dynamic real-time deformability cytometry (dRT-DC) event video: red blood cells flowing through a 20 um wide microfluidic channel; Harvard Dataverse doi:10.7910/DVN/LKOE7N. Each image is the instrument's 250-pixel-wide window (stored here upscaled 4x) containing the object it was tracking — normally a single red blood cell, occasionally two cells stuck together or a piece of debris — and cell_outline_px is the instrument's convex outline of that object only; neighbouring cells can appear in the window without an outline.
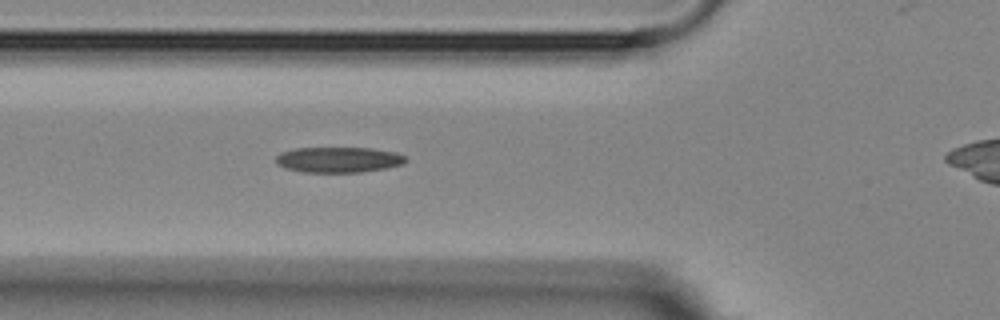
{"species": "Egyptian fruit bat (a non-hibernating species)", "species_latin": "Rousettus aegyptiacus", "temperature_condition": "room temperature", "stored_images_in_passage": 4, "camera_frame_rate_fps": 3000, "um_per_image_px": 0.085, "animal": {"sex": "female"}, "frame": {"image": 1, "passage_image": 3, "time_ms": 3.0, "image_size_px": [1000, 320], "cell_outline_px": [[408, 160], [404, 164], [388, 168], [360, 172], [304, 172], [284, 168], [276, 164], [276, 156], [280, 152], [296, 148], [372, 148], [396, 152], [404, 156]], "centroid_in_image_um": [28.78, 13.57], "position_along_channel_um": 97.0, "area_um2": 19.48}}